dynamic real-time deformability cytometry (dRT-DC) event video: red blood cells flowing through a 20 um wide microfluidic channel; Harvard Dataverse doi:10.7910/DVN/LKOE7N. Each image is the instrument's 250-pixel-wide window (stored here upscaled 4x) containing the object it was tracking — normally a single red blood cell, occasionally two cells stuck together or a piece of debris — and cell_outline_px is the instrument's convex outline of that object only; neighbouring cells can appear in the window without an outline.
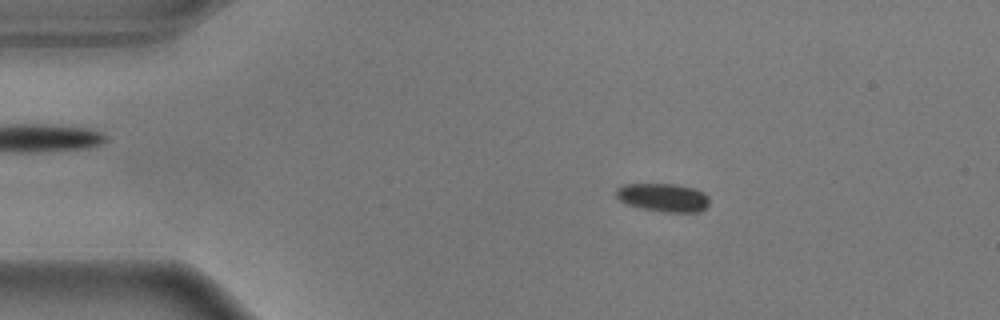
{"species": "common noctule bat (a hibernating species)", "species_latin": "Nyctalus noctula", "temperature_condition": "warm", "stored_images_in_passage": 56, "camera_frame_rate_fps": 3000, "um_per_image_px": 0.085, "animal": {"sex": "male", "body_mass_g": 17.9}, "frame": {"image": 1, "passage_image": 10, "time_ms": 3.0, "image_size_px": [1000, 320], "cell_outline_px": [[708, 204], [700, 212], [668, 212], [640, 208], [628, 204], [620, 200], [616, 196], [616, 188], [624, 184], [676, 184], [696, 188], [704, 192], [708, 196]], "centroid_in_image_um": [56.39, 16.78], "position_along_channel_um": 28.6, "area_um2": 15.43}}
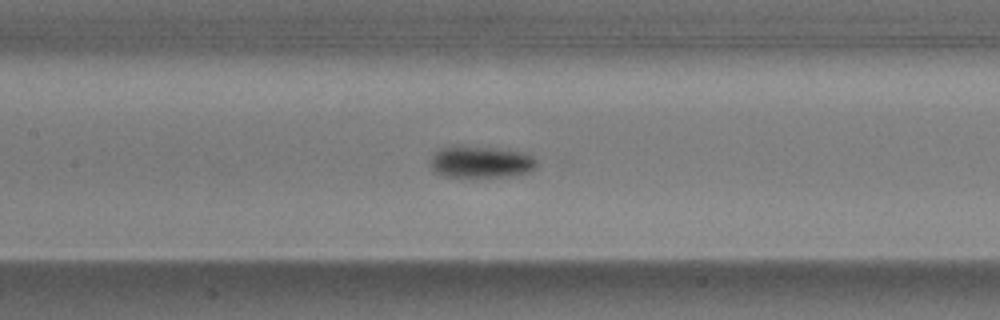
{"frame": {"image": 2, "passage_image": 26, "time_ms": 8.333, "image_size_px": [1000, 320], "cell_outline_px": [[536, 168], [528, 172], [516, 176], [444, 176], [432, 172], [428, 160], [440, 148], [452, 144], [460, 144], [520, 152], [532, 156], [536, 160]], "centroid_in_image_um": [40.79, 13.75], "position_along_channel_um": 166.6, "area_um2": 19.94}}
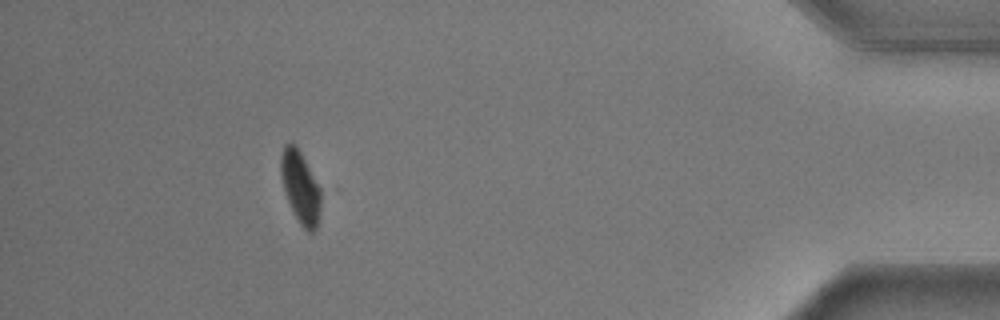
{"frame": {"image": 3, "passage_image": 51, "time_ms": 16.667, "image_size_px": [1000, 320], "cell_outline_px": [[324, 188], [316, 228], [312, 232], [308, 232], [300, 224], [288, 200], [280, 176], [280, 156], [284, 144], [292, 144], [300, 152]], "centroid_in_image_um": [25.58, 15.9], "position_along_channel_um": 409.6, "area_um2": 17.11}, "authors_computed_cell_mechanics": {"area_um2": 18.0336, "velocity_mm_per_s": 3.6065, "shape_relaxation_time_tau1_ms": 2.5899, "shape_relaxation_time_tau2_ms": null, "deformation_change_tau1": 0.1595, "deformation_change_tau2": null}}